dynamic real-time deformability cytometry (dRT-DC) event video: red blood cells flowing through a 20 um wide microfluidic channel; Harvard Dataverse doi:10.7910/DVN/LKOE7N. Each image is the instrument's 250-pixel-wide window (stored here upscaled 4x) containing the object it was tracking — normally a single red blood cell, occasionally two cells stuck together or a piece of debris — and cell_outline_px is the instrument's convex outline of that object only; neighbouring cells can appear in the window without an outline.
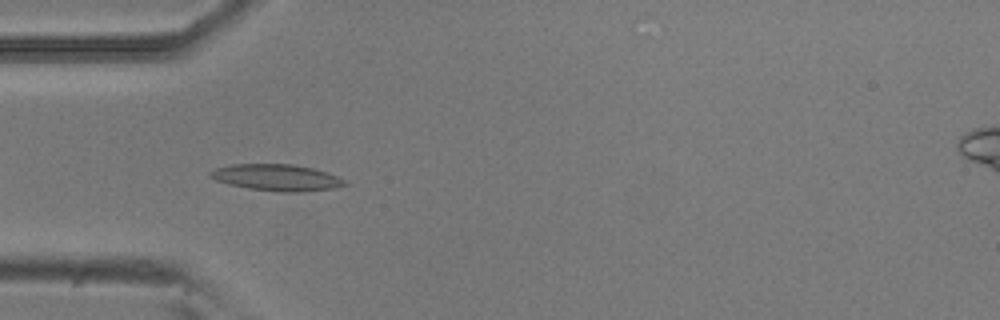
{"species": "common noctule bat (a hibernating species)", "species_latin": "Nyctalus noctula", "temperature_condition": "room temperature", "stored_images_in_passage": 27, "camera_frame_rate_fps": 3000, "um_per_image_px": 0.085, "animal": {"sex": "male", "body_mass_g": 20.5, "forearm_length_mm": 52.5}, "frame": {"image": 1, "passage_image": 10, "time_ms": 3.0, "image_size_px": [1000, 320], "cell_outline_px": [[348, 184], [332, 188], [304, 192], [280, 192], [248, 188], [228, 184], [216, 180], [208, 176], [208, 172], [216, 168], [232, 164], [292, 164], [312, 168], [328, 172], [344, 180]], "centroid_in_image_um": [23.49, 15.09], "position_along_channel_um": 61.5, "area_um2": 20.75}}
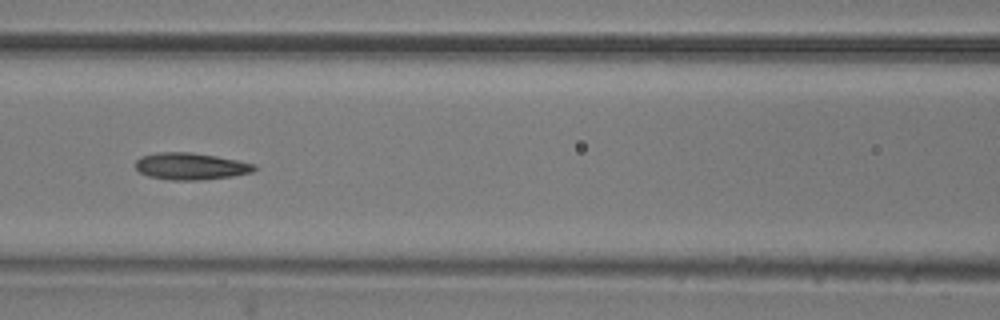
{"frame": {"image": 2, "passage_image": 17, "time_ms": 5.333, "image_size_px": [1000, 320], "cell_outline_px": [[256, 168], [252, 172], [232, 176], [200, 180], [168, 180], [148, 176], [140, 172], [136, 168], [136, 160], [140, 156], [156, 152], [192, 152], [216, 156], [256, 164]], "centroid_in_image_um": [16.18, 14.13], "position_along_channel_um": 150.4, "area_um2": 18.67}}
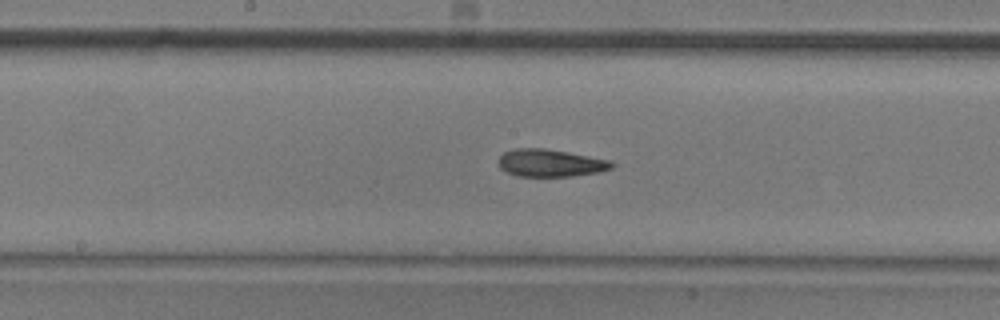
{"frame": {"image": 3, "passage_image": 21, "time_ms": 6.667, "image_size_px": [1000, 320], "cell_outline_px": [[616, 164], [612, 168], [600, 172], [572, 176], [516, 176], [500, 168], [500, 156], [504, 152], [516, 148], [544, 148], [568, 152], [612, 160]], "centroid_in_image_um": [46.84, 13.85], "position_along_channel_um": 201.4, "area_um2": 18.15}}